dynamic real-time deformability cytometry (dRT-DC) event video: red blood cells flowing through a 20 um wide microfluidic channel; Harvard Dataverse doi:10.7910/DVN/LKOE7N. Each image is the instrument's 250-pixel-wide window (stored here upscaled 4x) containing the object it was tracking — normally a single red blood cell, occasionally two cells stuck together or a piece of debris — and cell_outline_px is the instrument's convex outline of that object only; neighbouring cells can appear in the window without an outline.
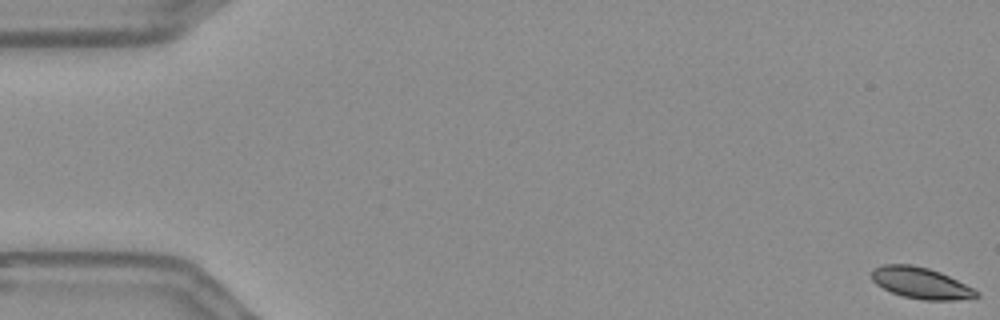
{"species": "Egyptian fruit bat (a non-hibernating species)", "species_latin": "Rousettus aegyptiacus", "temperature_condition": "warm", "stored_images_in_passage": 12, "camera_frame_rate_fps": 3000, "um_per_image_px": 0.085, "frame": {"image": 1, "passage_image": 1, "time_ms": 0.0, "image_size_px": [1000, 320], "cell_outline_px": [[980, 296], [956, 300], [924, 300], [904, 296], [892, 292], [876, 284], [872, 280], [872, 268], [884, 264], [912, 264], [928, 268], [940, 272], [980, 292]], "centroid_in_image_um": [78.25, 24.05], "position_along_channel_um": 6.7, "area_um2": 18.9}}